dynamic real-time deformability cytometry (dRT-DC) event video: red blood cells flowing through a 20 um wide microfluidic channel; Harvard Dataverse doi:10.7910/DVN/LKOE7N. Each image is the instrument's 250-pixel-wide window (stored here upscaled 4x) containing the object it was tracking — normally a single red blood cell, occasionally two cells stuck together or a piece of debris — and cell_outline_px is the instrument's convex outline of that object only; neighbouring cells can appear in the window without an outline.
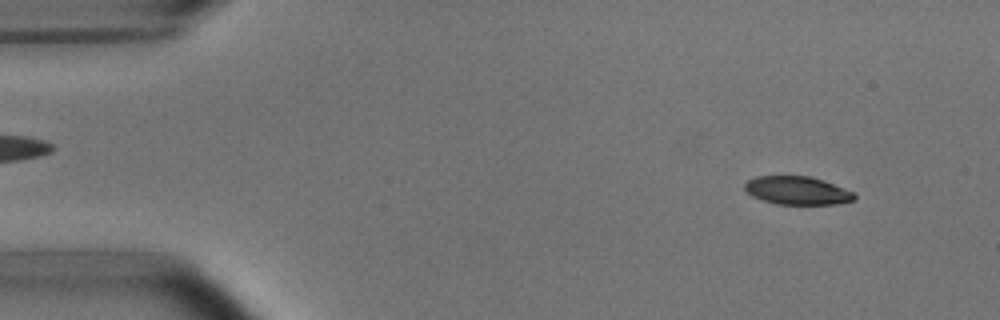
{"species": "common noctule bat (a hibernating species)", "species_latin": "Nyctalus noctula", "temperature_condition": "room temperature", "stored_images_in_passage": 7, "camera_frame_rate_fps": 3000, "um_per_image_px": 0.085, "animal": {"sex": "male", "body_mass_g": 15.6}, "frame": {"image": 1, "passage_image": 4, "time_ms": 1.0, "image_size_px": [1000, 320], "cell_outline_px": [[856, 200], [840, 204], [776, 204], [752, 196], [744, 188], [744, 184], [748, 180], [756, 176], [808, 176], [832, 184], [852, 192], [856, 196]], "centroid_in_image_um": [67.75, 16.2], "position_along_channel_um": 17.2, "area_um2": 17.8}}